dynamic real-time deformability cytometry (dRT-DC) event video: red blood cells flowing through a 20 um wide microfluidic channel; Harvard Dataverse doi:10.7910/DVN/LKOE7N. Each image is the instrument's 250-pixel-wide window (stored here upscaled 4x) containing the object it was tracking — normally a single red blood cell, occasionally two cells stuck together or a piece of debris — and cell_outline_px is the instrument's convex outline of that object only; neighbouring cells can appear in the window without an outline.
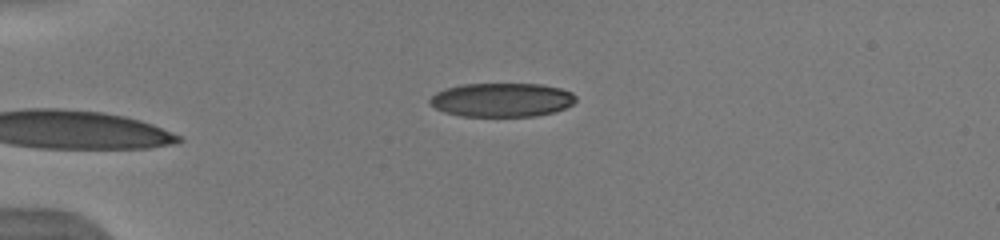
{"species": "human", "species_latin": "Homo sapiens", "temperature_condition": "warm", "stored_images_in_passage": 35, "camera_frame_rate_fps": 3000, "um_per_image_px": 0.085, "donor": {"sex": "male"}, "frame": {"image": 1, "passage_image": 1, "time_ms": 0.0, "image_size_px": [1000, 240], "cell_outline_px": [[576, 100], [572, 104], [564, 108], [552, 112], [536, 116], [460, 116], [444, 112], [436, 108], [428, 100], [436, 92], [460, 84], [540, 84], [560, 88], [572, 92], [576, 96]], "centroid_in_image_um": [42.66, 8.49], "position_along_channel_um": 42.3, "area_um2": 28.73}}
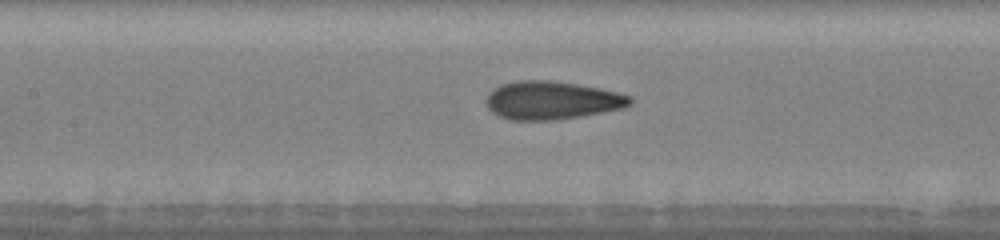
{"frame": {"image": 2, "passage_image": 13, "time_ms": 4.0, "image_size_px": [1000, 240], "cell_outline_px": [[632, 104], [620, 108], [604, 112], [556, 120], [512, 120], [500, 116], [492, 112], [488, 108], [484, 100], [488, 92], [492, 88], [500, 84], [520, 80], [548, 80], [576, 84], [616, 92], [632, 96]], "centroid_in_image_um": [46.84, 8.53], "position_along_channel_um": 160.6, "area_um2": 32.02}}
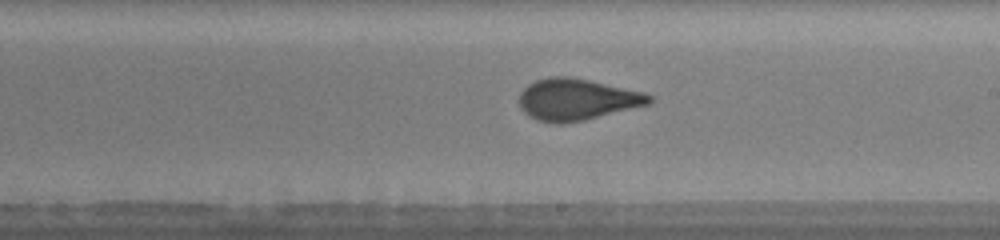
{"frame": {"image": 3, "passage_image": 19, "time_ms": 6.0, "image_size_px": [1000, 240], "cell_outline_px": [[652, 100], [648, 104], [584, 120], [560, 124], [556, 124], [536, 120], [528, 116], [520, 108], [520, 92], [528, 84], [536, 80], [552, 76], [568, 76], [588, 80], [644, 92], [652, 96]], "centroid_in_image_um": [48.99, 8.46], "position_along_channel_um": 240.0, "area_um2": 31.27}, "authors_computed_cell_mechanics": {"area_um2": 31.6166, "velocity_mm_per_s": 3.9772, "shape_relaxation_time_tau1_ms": 7.4319, "shape_relaxation_time_tau2_ms": 0.8533, "deformation_change_tau1": 0.2428, "deformation_change_tau2": 0.0867}}